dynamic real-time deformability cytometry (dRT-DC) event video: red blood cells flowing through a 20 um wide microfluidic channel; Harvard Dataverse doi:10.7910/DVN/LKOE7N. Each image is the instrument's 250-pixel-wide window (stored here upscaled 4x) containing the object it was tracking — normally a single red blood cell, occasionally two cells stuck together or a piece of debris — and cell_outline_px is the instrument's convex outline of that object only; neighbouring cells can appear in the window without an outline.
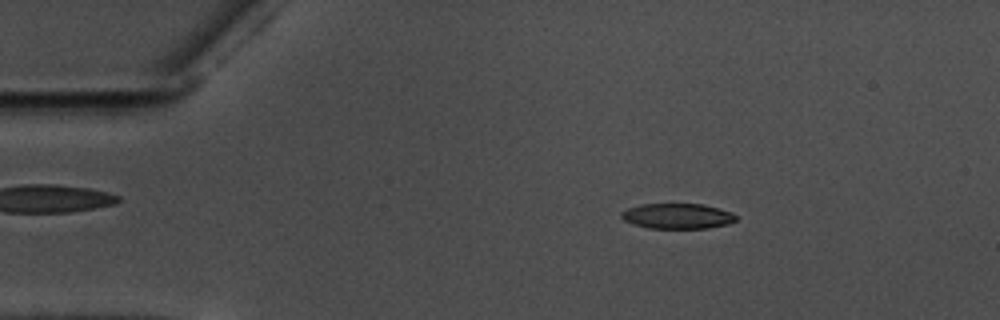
{"species": "common noctule bat (a hibernating species)", "species_latin": "Nyctalus noctula", "temperature_condition": "warm", "stored_images_in_passage": 56, "camera_frame_rate_fps": 3000, "um_per_image_px": 0.085, "animal": {"sex": "male", "body_mass_g": 17.5, "forearm_length_mm": 52.3}, "frame": {"image": 1, "passage_image": 9, "time_ms": 2.667, "image_size_px": [1000, 320], "cell_outline_px": [[736, 220], [728, 224], [708, 228], [648, 228], [632, 224], [624, 220], [620, 216], [620, 212], [628, 208], [640, 204], [704, 204], [732, 212], [736, 216]], "centroid_in_image_um": [57.56, 18.36], "position_along_channel_um": 27.4, "area_um2": 16.99}}
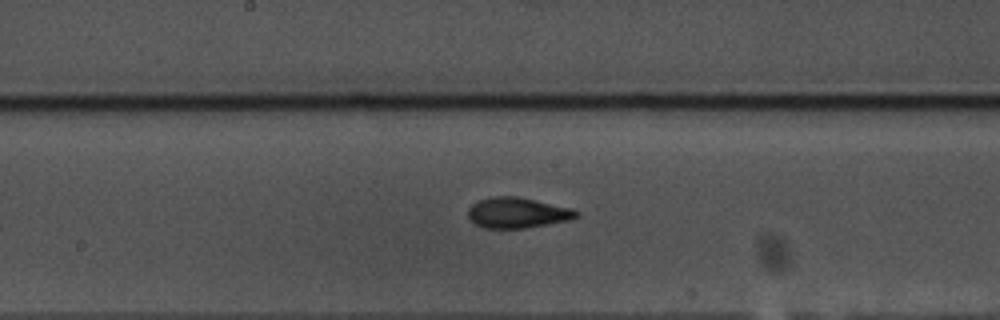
{"frame": {"image": 2, "passage_image": 29, "time_ms": 9.333, "image_size_px": [1000, 320], "cell_outline_px": [[580, 216], [572, 220], [528, 228], [484, 228], [468, 220], [468, 208], [472, 204], [480, 200], [492, 196], [516, 196], [536, 200], [572, 208], [580, 212]], "centroid_in_image_um": [44.01, 18.09], "position_along_channel_um": 204.2, "area_um2": 19.59}}
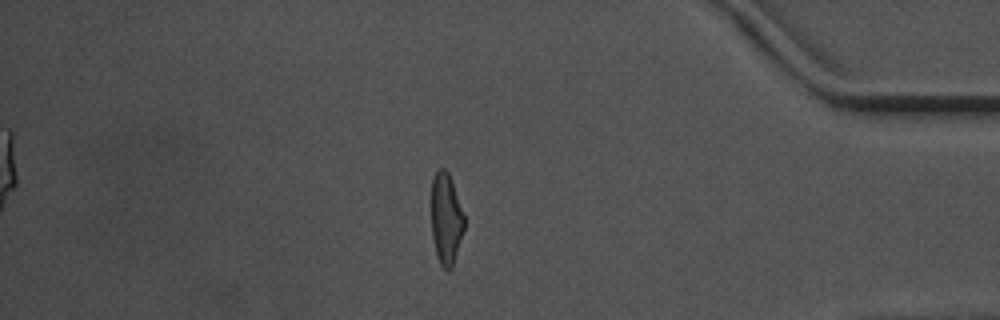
{"frame": {"image": 3, "passage_image": 48, "time_ms": 15.667, "image_size_px": [1000, 320], "cell_outline_px": [[464, 228], [452, 268], [448, 272], [440, 264], [436, 256], [432, 236], [432, 176], [440, 168], [444, 168], [448, 172], [452, 180], [464, 216]], "centroid_in_image_um": [37.91, 18.6], "position_along_channel_um": 397.3, "area_um2": 17.46}, "authors_computed_cell_mechanics": {"area_um2": 18.2937, "velocity_mm_per_s": 3.5836, "shape_relaxation_time_tau1_ms": 4.7427, "shape_relaxation_time_tau2_ms": 2.9001, "deformation_change_tau1": 0.1926, "deformation_change_tau2": 0.1023}}